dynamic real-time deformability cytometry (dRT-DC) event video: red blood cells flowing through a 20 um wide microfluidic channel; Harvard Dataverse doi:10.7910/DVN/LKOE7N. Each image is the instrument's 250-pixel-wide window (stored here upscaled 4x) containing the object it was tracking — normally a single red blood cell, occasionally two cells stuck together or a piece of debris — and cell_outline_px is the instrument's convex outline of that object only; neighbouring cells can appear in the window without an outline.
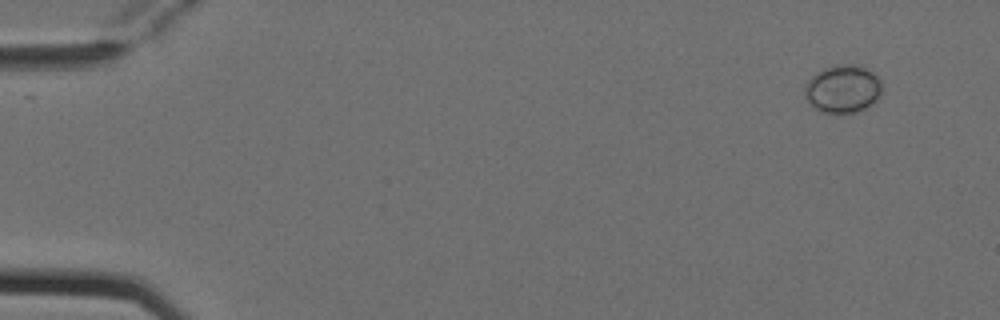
{"species": "Egyptian fruit bat (a non-hibernating species)", "species_latin": "Rousettus aegyptiacus", "temperature_condition": "cold", "stored_images_in_passage": 6, "camera_frame_rate_fps": 3000, "um_per_image_px": 0.085, "animal": {"sex": "female"}, "frame": {"image": 1, "passage_image": 1, "time_ms": 0.0, "image_size_px": [1000, 320], "cell_outline_px": [[884, 84], [876, 100], [872, 104], [856, 112], [820, 112], [808, 104], [804, 96], [804, 88], [808, 80], [816, 72], [824, 68], [840, 64], [848, 64], [864, 68], [872, 72]], "centroid_in_image_um": [71.6, 7.56], "position_along_channel_um": 13.4, "area_um2": 21.5}}
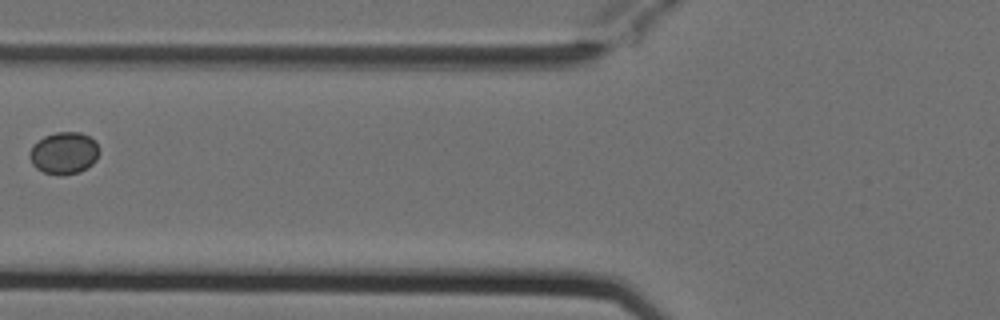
{"frame": {"image": 2, "passage_image": 5, "time_ms": 1.333, "image_size_px": [1000, 320], "cell_outline_px": [[100, 152], [96, 160], [88, 168], [80, 172], [60, 176], [44, 172], [36, 168], [32, 164], [28, 156], [28, 152], [32, 144], [44, 136], [56, 132], [80, 132], [96, 140], [100, 148]], "centroid_in_image_um": [5.44, 13.01], "position_along_channel_um": 120.4, "area_um2": 17.51}}
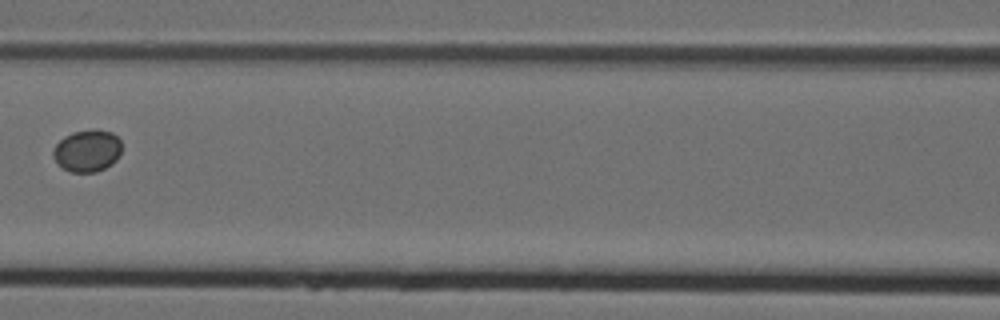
{"frame": {"image": 3, "passage_image": 6, "time_ms": 1.667, "image_size_px": [1000, 320], "cell_outline_px": [[120, 156], [112, 164], [96, 172], [72, 172], [56, 164], [52, 156], [52, 152], [56, 144], [64, 136], [72, 132], [92, 128], [96, 128], [112, 132], [120, 140]], "centroid_in_image_um": [7.4, 12.79], "position_along_channel_um": 159.2, "area_um2": 17.05}}